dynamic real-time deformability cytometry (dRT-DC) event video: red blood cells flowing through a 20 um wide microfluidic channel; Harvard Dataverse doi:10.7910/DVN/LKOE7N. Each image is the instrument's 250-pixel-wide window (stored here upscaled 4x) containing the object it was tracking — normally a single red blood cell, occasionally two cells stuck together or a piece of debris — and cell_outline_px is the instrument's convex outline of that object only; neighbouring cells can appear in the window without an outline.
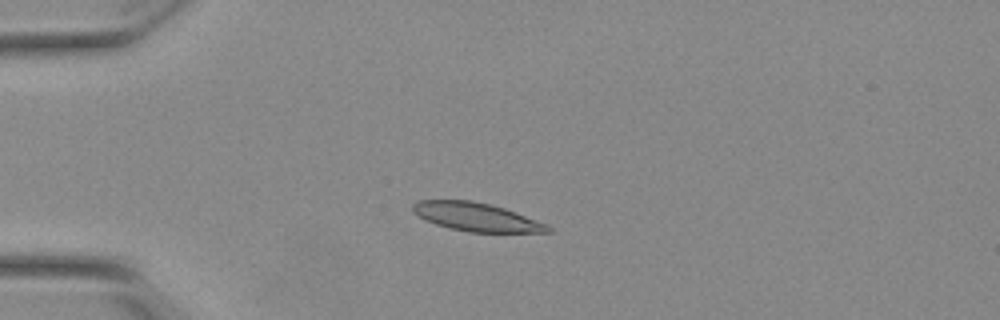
{"species": "Egyptian fruit bat (a non-hibernating species)", "species_latin": "Rousettus aegyptiacus", "temperature_condition": "warm", "stored_images_in_passage": 54, "camera_frame_rate_fps": 3000, "um_per_image_px": 0.085, "animal": {"sex": "female"}, "frame": {"image": 1, "passage_image": 14, "time_ms": 4.333, "image_size_px": [1000, 320], "cell_outline_px": [[552, 232], [468, 232], [448, 228], [424, 220], [412, 208], [412, 204], [416, 200], [472, 200], [492, 204], [516, 212], [548, 224], [552, 228]], "centroid_in_image_um": [40.51, 18.44], "position_along_channel_um": 44.5, "area_um2": 22.48}}
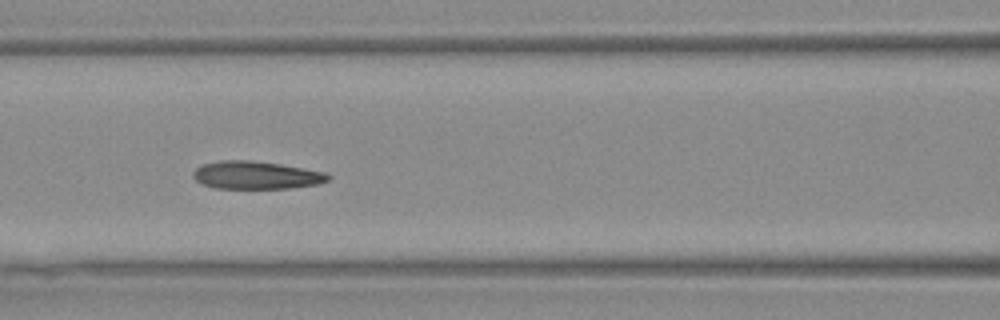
{"frame": {"image": 2, "passage_image": 24, "time_ms": 7.667, "image_size_px": [1000, 320], "cell_outline_px": [[332, 176], [328, 180], [316, 184], [288, 188], [216, 188], [204, 184], [196, 180], [192, 176], [192, 172], [196, 168], [204, 164], [220, 160], [248, 160], [280, 164], [324, 172]], "centroid_in_image_um": [21.75, 14.88], "position_along_channel_um": 144.9, "area_um2": 21.62}}
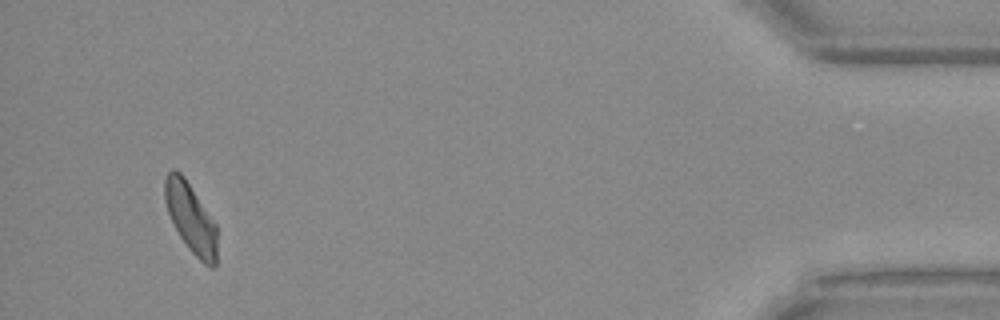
{"frame": {"image": 3, "passage_image": 51, "time_ms": 16.667, "image_size_px": [1000, 320], "cell_outline_px": [[216, 268], [212, 268], [204, 264], [188, 248], [180, 236], [168, 212], [164, 200], [164, 180], [168, 172], [172, 168], [180, 172], [184, 176], [216, 224]], "centroid_in_image_um": [16.21, 18.52], "position_along_channel_um": 419.0, "area_um2": 20.98}, "authors_computed_cell_mechanics": {"area_um2": 22.253, "velocity_mm_per_s": 3.8214, "shape_relaxation_time_tau1_ms": 7.648, "shape_relaxation_time_tau2_ms": 2.4847, "deformation_change_tau1": 0.1688, "deformation_change_tau2": 0.0907}}